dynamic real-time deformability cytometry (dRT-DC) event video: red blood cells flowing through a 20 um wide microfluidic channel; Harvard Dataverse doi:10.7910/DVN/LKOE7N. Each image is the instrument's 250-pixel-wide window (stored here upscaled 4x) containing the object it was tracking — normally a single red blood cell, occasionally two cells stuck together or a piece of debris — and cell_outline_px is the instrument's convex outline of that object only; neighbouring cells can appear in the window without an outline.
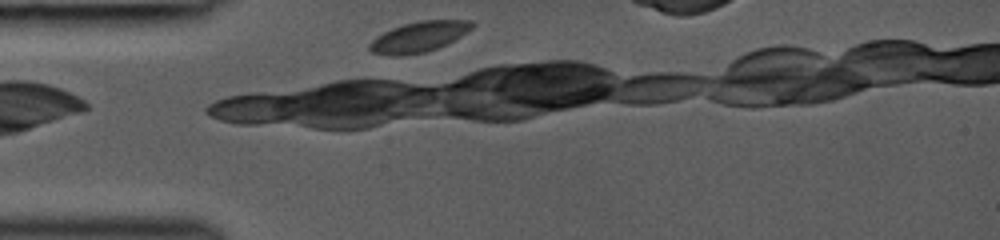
{"species": "common noctule bat (a hibernating species)", "species_latin": "Nyctalus noctula", "temperature_condition": "room temperature", "stored_images_in_passage": 2, "camera_frame_rate_fps": 3000, "um_per_image_px": 0.085, "animal": {"sex": "female", "body_mass_g": 19.0, "forearm_length_mm": 53.3}, "frame": {"image": 1, "passage_image": 1, "time_ms": 0.0, "image_size_px": [1000, 240], "cell_outline_px": [[476, 24], [472, 28], [460, 36], [436, 48], [424, 52], [400, 56], [392, 56], [372, 52], [368, 48], [368, 44], [376, 36], [392, 28], [404, 24], [420, 20], [472, 20]], "centroid_in_image_um": [35.58, 3.12], "position_along_channel_um": 49.4, "area_um2": 18.03}}